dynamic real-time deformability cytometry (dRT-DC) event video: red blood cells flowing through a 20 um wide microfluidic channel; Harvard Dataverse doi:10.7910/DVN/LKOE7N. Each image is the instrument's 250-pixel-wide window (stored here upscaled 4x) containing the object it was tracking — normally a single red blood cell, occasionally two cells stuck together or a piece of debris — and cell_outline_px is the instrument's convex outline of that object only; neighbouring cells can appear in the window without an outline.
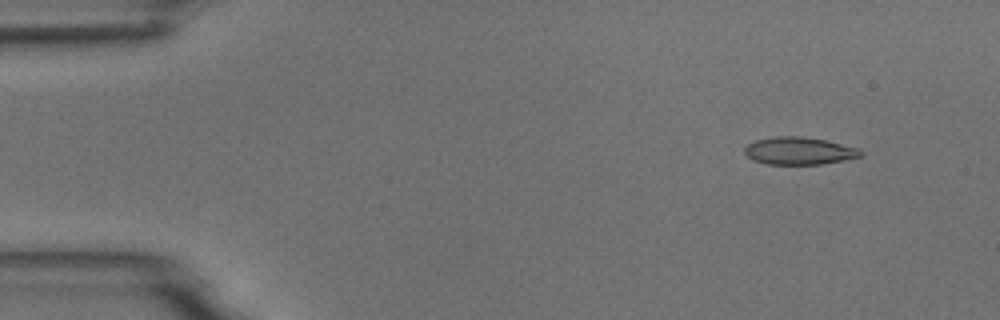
{"species": "common noctule bat (a hibernating species)", "species_latin": "Nyctalus noctula", "temperature_condition": "room temperature", "stored_images_in_passage": 6, "camera_frame_rate_fps": 3000, "um_per_image_px": 0.085, "animal": {"sex": "male", "body_mass_g": 18.8}, "frame": {"image": 1, "passage_image": 2, "time_ms": 1.0, "image_size_px": [1000, 320], "cell_outline_px": [[864, 156], [844, 160], [820, 164], [768, 164], [752, 160], [744, 152], [744, 148], [748, 144], [756, 140], [776, 136], [800, 136], [824, 140], [860, 148], [864, 152]], "centroid_in_image_um": [67.95, 12.82], "position_along_channel_um": 17.0, "area_um2": 18.61}}
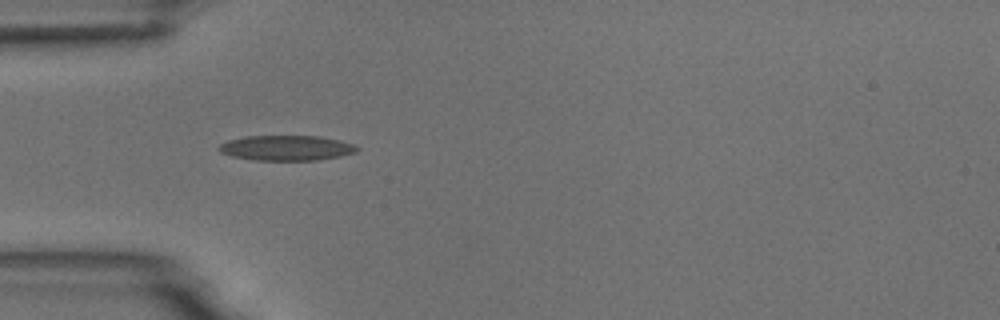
{"frame": {"image": 2, "passage_image": 5, "time_ms": 4.667, "image_size_px": [1000, 320], "cell_outline_px": [[360, 148], [356, 152], [340, 156], [316, 160], [256, 160], [232, 156], [220, 152], [216, 148], [220, 144], [228, 140], [244, 136], [320, 136], [352, 144]], "centroid_in_image_um": [24.3, 12.57], "position_along_channel_um": 60.7, "area_um2": 20.11}}